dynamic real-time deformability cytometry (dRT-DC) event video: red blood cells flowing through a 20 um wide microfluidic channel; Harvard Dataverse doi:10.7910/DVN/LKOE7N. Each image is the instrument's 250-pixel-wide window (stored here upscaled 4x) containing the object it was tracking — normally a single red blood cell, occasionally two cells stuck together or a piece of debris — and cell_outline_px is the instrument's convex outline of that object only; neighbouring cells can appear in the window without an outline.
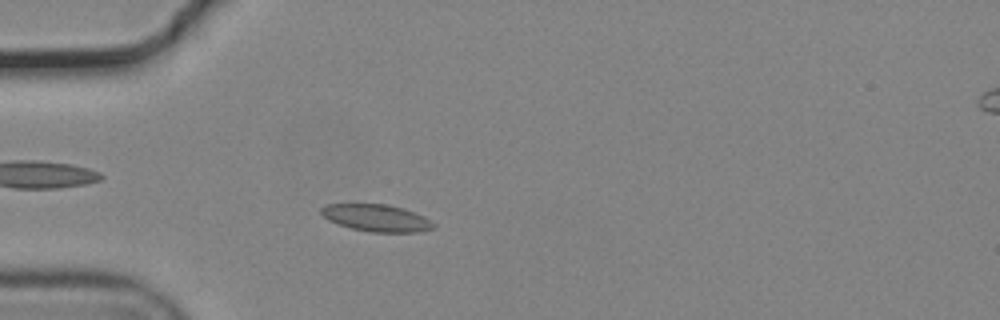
{"species": "common noctule bat (a hibernating species)", "species_latin": "Nyctalus noctula", "temperature_condition": "cold", "stored_images_in_passage": 44, "camera_frame_rate_fps": 3000, "um_per_image_px": 0.085, "animal": {"sex": "male", "body_mass_g": 19.2, "forearm_length_mm": 51.8}, "frame": {"image": 1, "passage_image": 13, "time_ms": 4.0, "image_size_px": [1000, 320], "cell_outline_px": [[436, 228], [420, 232], [368, 232], [352, 228], [328, 220], [320, 212], [320, 208], [328, 204], [388, 204], [424, 216], [436, 224]], "centroid_in_image_um": [32.03, 18.53], "position_along_channel_um": 53.0, "area_um2": 17.63}}
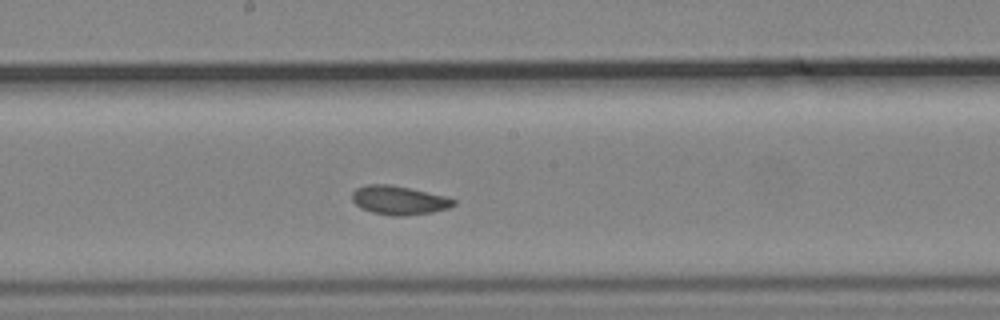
{"frame": {"image": 2, "passage_image": 27, "time_ms": 8.667, "image_size_px": [1000, 320], "cell_outline_px": [[456, 204], [448, 208], [432, 212], [400, 216], [392, 216], [372, 212], [360, 208], [352, 200], [352, 192], [356, 188], [368, 184], [388, 184], [408, 188], [444, 196], [456, 200]], "centroid_in_image_um": [33.88, 17.02], "position_along_channel_um": 214.3, "area_um2": 16.88}}
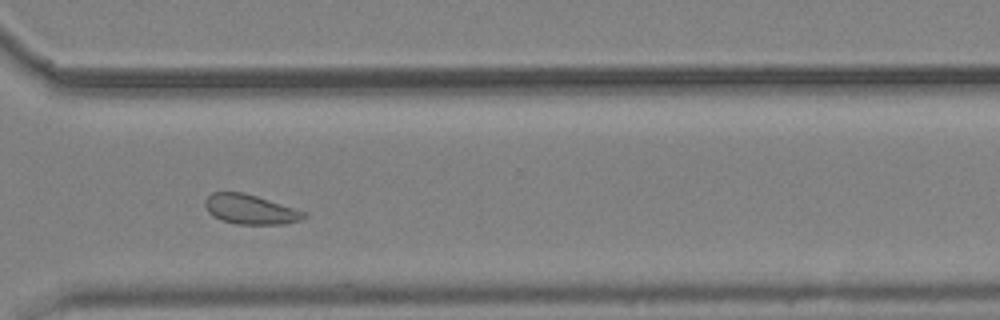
{"frame": {"image": 3, "passage_image": 38, "time_ms": 12.333, "image_size_px": [1000, 320], "cell_outline_px": [[308, 216], [300, 220], [284, 224], [236, 224], [220, 220], [212, 216], [208, 212], [204, 204], [204, 200], [212, 192], [244, 192], [308, 212]], "centroid_in_image_um": [21.28, 17.8], "position_along_channel_um": 349.3, "area_um2": 17.28}, "authors_computed_cell_mechanics": {"area_um2": 17.2822, "velocity_mm_per_s": 3.6841, "shape_relaxation_time_tau1_ms": 3.1151, "shape_relaxation_time_tau2_ms": 5.4685, "deformation_change_tau1": 0.0833, "deformation_change_tau2": 0.0899}}